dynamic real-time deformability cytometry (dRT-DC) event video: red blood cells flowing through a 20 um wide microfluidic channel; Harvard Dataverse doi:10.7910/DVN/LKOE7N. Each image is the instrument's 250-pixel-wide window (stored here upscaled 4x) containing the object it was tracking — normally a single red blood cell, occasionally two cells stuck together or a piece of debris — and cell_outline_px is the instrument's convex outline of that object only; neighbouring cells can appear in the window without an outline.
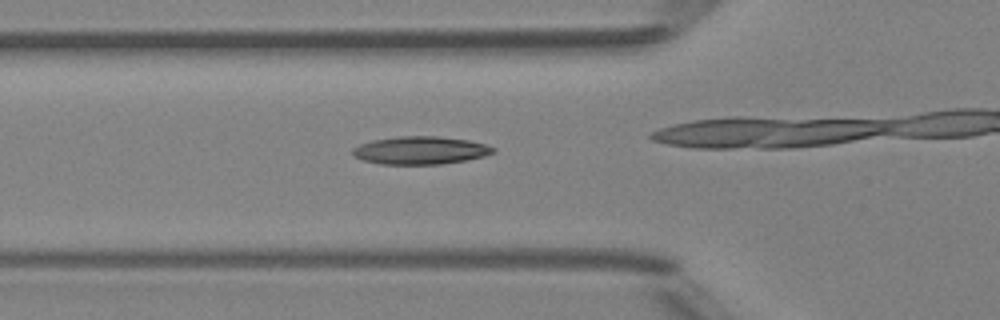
{"species": "Egyptian fruit bat (a non-hibernating species)", "species_latin": "Rousettus aegyptiacus", "temperature_condition": "room temperature", "stored_images_in_passage": 38, "camera_frame_rate_fps": 3000, "um_per_image_px": 0.085, "animal": {"sex": "female"}, "frame": {"image": 1, "passage_image": 17, "time_ms": 5.333, "image_size_px": [1000, 320], "cell_outline_px": [[496, 152], [484, 156], [464, 160], [440, 164], [380, 164], [364, 160], [352, 156], [352, 148], [360, 144], [372, 140], [400, 136], [440, 136], [468, 140], [484, 144], [496, 148]], "centroid_in_image_um": [35.72, 12.77], "position_along_channel_um": 90.1, "area_um2": 22.83}}
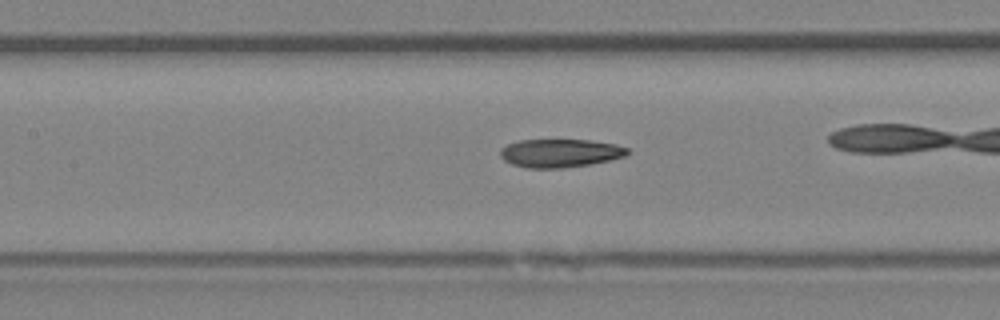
{"frame": {"image": 2, "passage_image": 22, "time_ms": 7.0, "image_size_px": [1000, 320], "cell_outline_px": [[628, 152], [624, 156], [608, 160], [588, 164], [560, 168], [528, 168], [512, 164], [504, 160], [500, 156], [500, 148], [516, 140], [592, 140], [616, 144], [628, 148]], "centroid_in_image_um": [47.56, 13.0], "position_along_channel_um": 159.8, "area_um2": 20.87}}